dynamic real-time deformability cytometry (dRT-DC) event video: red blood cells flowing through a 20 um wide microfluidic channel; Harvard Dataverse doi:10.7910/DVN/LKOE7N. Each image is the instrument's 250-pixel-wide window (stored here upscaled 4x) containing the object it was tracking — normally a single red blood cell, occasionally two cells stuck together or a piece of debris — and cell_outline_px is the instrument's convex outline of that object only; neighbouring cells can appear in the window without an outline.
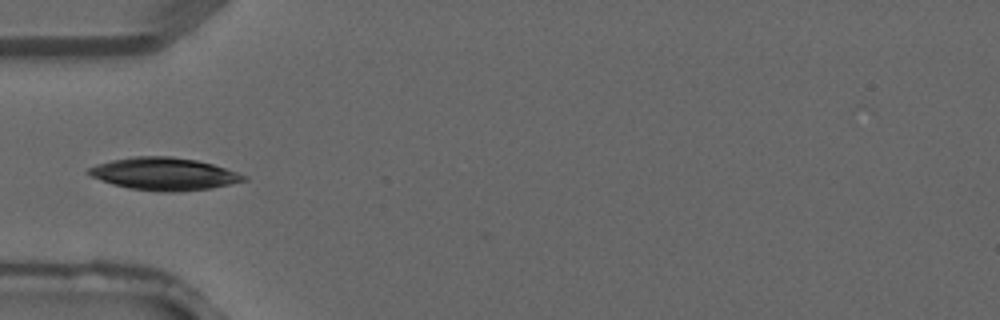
{"species": "common noctule bat (a hibernating species)", "species_latin": "Nyctalus noctula", "temperature_condition": "warm", "stored_images_in_passage": 3, "camera_frame_rate_fps": 3000, "um_per_image_px": 0.085, "animal": {"sex": "male", "forearm_length_mm": 52.5}, "frame": {"image": 1, "passage_image": 3, "time_ms": 0.667, "image_size_px": [1000, 320], "cell_outline_px": [[248, 180], [208, 188], [176, 192], [160, 192], [128, 188], [112, 184], [100, 180], [84, 172], [88, 168], [96, 164], [112, 160], [132, 156], [172, 156], [196, 160], [212, 164], [248, 176]], "centroid_in_image_um": [13.89, 14.78], "position_along_channel_um": 71.1, "area_um2": 29.36}}